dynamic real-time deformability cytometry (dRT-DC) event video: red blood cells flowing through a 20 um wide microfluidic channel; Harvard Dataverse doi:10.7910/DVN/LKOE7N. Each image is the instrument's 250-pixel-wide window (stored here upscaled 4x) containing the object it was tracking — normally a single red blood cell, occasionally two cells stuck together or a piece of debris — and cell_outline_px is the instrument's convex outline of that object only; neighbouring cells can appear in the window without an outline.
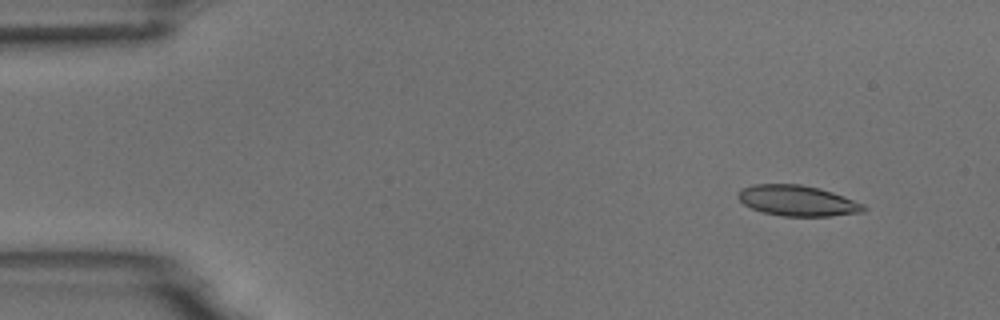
{"species": "common noctule bat (a hibernating species)", "species_latin": "Nyctalus noctula", "temperature_condition": "room temperature", "stored_images_in_passage": 4, "camera_frame_rate_fps": 3000, "um_per_image_px": 0.085, "animal": {"sex": "male", "body_mass_g": 18.8}, "frame": {"image": 1, "passage_image": 1, "time_ms": 0.0, "image_size_px": [1000, 320], "cell_outline_px": [[868, 208], [864, 212], [832, 216], [784, 216], [764, 212], [752, 208], [744, 204], [736, 196], [740, 188], [756, 184], [800, 184], [820, 188], [832, 192], [864, 204]], "centroid_in_image_um": [67.8, 17.05], "position_along_channel_um": 17.2, "area_um2": 22.43}}
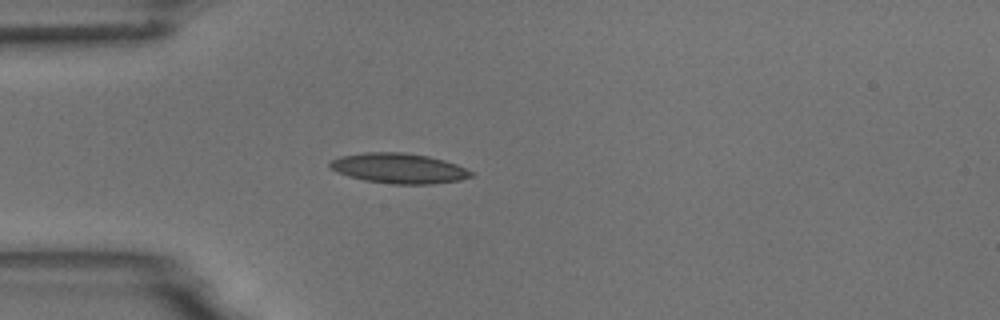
{"frame": {"image": 2, "passage_image": 4, "time_ms": 1.0, "image_size_px": [1000, 320], "cell_outline_px": [[472, 176], [460, 180], [432, 184], [392, 184], [364, 180], [348, 176], [336, 172], [328, 164], [332, 160], [340, 156], [364, 152], [404, 152], [428, 156], [444, 160], [456, 164], [472, 172]], "centroid_in_image_um": [33.88, 14.3], "position_along_channel_um": 51.1, "area_um2": 24.74}}